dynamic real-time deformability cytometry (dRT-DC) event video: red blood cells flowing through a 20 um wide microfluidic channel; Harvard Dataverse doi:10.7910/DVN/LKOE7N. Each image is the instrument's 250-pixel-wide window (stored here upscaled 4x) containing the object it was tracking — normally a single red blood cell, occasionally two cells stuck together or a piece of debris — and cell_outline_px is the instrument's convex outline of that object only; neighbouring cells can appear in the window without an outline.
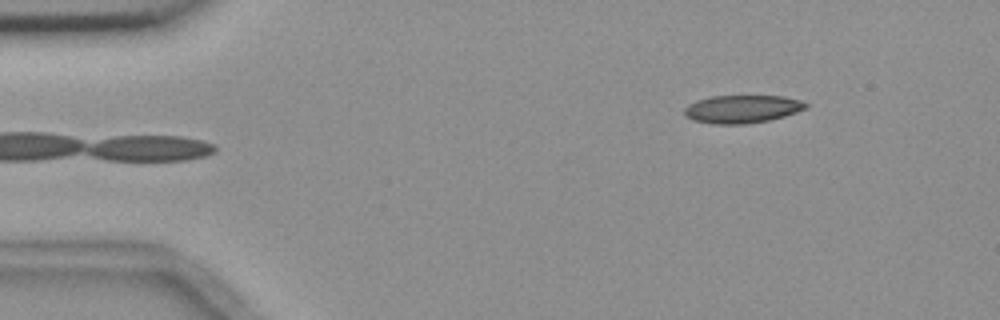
{"species": "common noctule bat (a hibernating species)", "species_latin": "Nyctalus noctula", "temperature_condition": "room temperature", "stored_images_in_passage": 5, "camera_frame_rate_fps": 3000, "um_per_image_px": 0.085, "animal": {"sex": "female", "body_mass_g": 18.4}, "frame": {"image": 1, "passage_image": 5, "time_ms": 4.667, "image_size_px": [1000, 320], "cell_outline_px": [[808, 104], [804, 108], [796, 112], [784, 116], [768, 120], [748, 124], [712, 124], [692, 120], [684, 116], [684, 108], [688, 104], [696, 100], [712, 96], [784, 96], [804, 100]], "centroid_in_image_um": [63.05, 9.27], "position_along_channel_um": 21.9, "area_um2": 19.94}}